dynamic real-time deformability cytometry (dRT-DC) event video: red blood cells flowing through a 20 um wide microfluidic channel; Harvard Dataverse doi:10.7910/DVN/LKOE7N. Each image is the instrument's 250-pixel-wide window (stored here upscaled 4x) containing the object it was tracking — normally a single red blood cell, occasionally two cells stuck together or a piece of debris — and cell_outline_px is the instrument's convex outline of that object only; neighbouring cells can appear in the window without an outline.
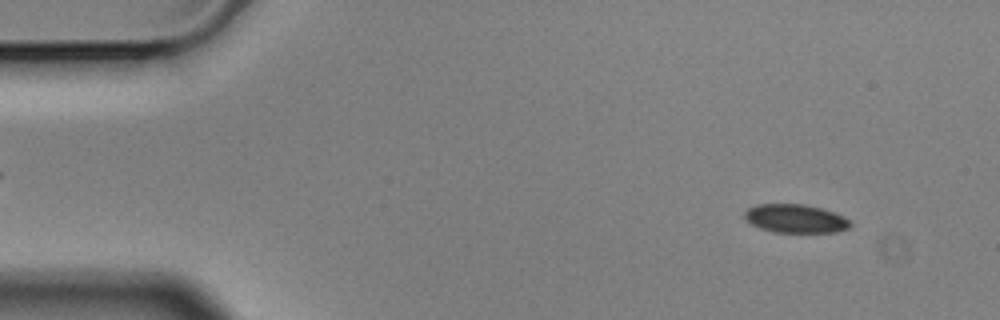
{"species": "Egyptian fruit bat (a non-hibernating species)", "species_latin": "Rousettus aegyptiacus", "temperature_condition": "cold", "stored_images_in_passage": 3, "camera_frame_rate_fps": 3000, "um_per_image_px": 0.085, "animal": {"sex": "male"}, "frame": {"image": 1, "passage_image": 1, "time_ms": 0.0, "image_size_px": [1000, 320], "cell_outline_px": [[852, 224], [848, 228], [836, 232], [772, 232], [760, 228], [752, 224], [744, 216], [744, 212], [748, 208], [756, 204], [804, 204], [820, 208], [832, 212], [852, 220]], "centroid_in_image_um": [67.62, 18.58], "position_along_channel_um": 17.4, "area_um2": 17.51}}